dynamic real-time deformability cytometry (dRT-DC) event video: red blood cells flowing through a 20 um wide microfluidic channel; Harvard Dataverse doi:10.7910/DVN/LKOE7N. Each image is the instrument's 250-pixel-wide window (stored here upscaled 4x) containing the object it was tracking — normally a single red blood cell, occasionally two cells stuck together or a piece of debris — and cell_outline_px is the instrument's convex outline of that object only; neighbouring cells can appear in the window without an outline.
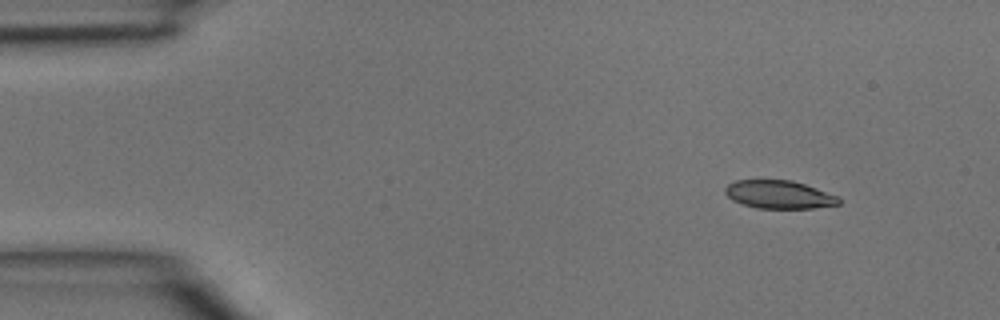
{"species": "common noctule bat (a hibernating species)", "species_latin": "Nyctalus noctula", "temperature_condition": "room temperature", "stored_images_in_passage": 4, "segment_of_instrument_passage": [1, 2], "camera_frame_rate_fps": 3000, "um_per_image_px": 0.085, "animal": {"sex": "male", "body_mass_g": 15.6}, "frame": {"image": 1, "passage_image": 1, "time_ms": 0.0, "image_size_px": [1000, 320], "cell_outline_px": [[840, 204], [812, 208], [756, 208], [732, 200], [724, 192], [724, 188], [728, 184], [736, 180], [792, 180], [840, 196]], "centroid_in_image_um": [66.23, 16.53], "position_along_channel_um": 18.8, "area_um2": 18.61}}